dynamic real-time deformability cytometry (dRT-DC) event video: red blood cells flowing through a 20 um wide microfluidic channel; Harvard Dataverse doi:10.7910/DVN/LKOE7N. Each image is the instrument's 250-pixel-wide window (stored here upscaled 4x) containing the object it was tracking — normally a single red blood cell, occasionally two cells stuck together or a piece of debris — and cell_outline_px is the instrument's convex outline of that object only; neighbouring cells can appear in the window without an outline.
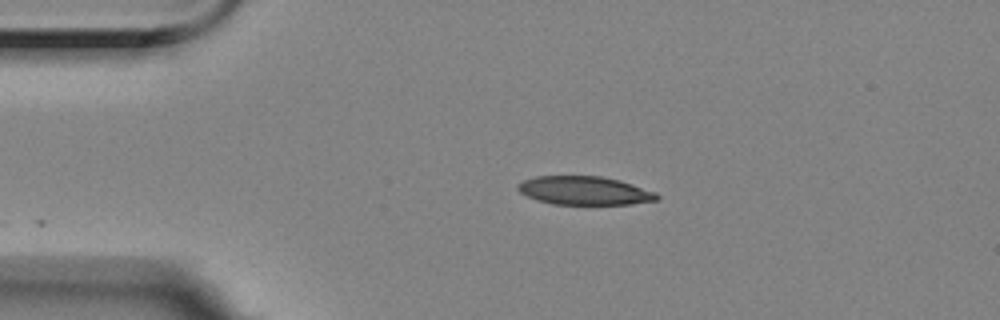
{"species": "Egyptian fruit bat (a non-hibernating species)", "species_latin": "Rousettus aegyptiacus", "temperature_condition": "room temperature", "stored_images_in_passage": 16, "camera_frame_rate_fps": 3000, "um_per_image_px": 0.085, "animal": {"sex": "female"}, "frame": {"image": 1, "passage_image": 1, "time_ms": 0.0, "image_size_px": [1000, 320], "cell_outline_px": [[660, 196], [656, 200], [632, 204], [552, 204], [536, 200], [520, 192], [516, 188], [516, 184], [524, 180], [536, 176], [600, 176], [620, 180], [656, 192]], "centroid_in_image_um": [49.66, 16.2], "position_along_channel_um": 35.3, "area_um2": 23.12}}
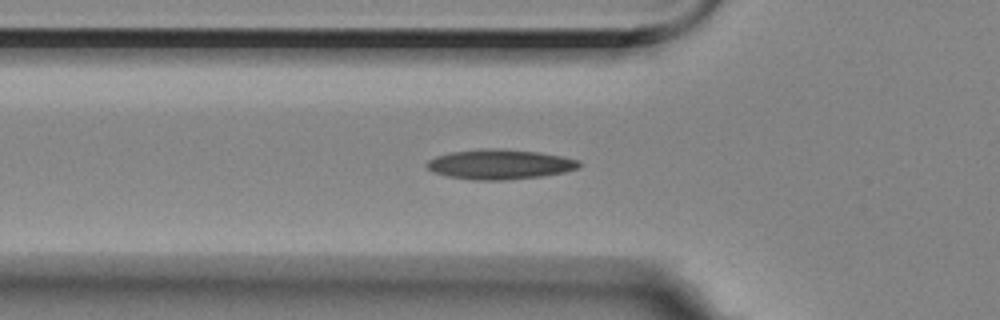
{"frame": {"image": 2, "passage_image": 8, "time_ms": 2.333, "image_size_px": [1000, 320], "cell_outline_px": [[580, 168], [564, 172], [544, 176], [508, 180], [472, 180], [448, 176], [432, 172], [424, 164], [428, 160], [436, 156], [452, 152], [488, 148], [504, 148], [540, 152], [580, 160]], "centroid_in_image_um": [42.49, 13.97], "position_along_channel_um": 83.3, "area_um2": 26.76}}
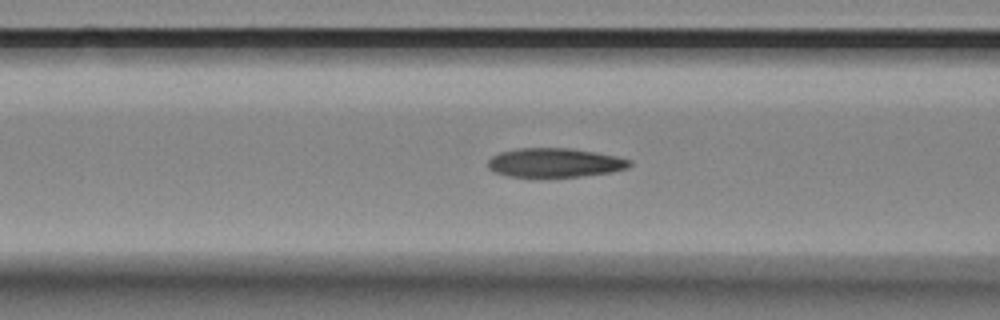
{"frame": {"image": 3, "passage_image": 11, "time_ms": 3.333, "image_size_px": [1000, 320], "cell_outline_px": [[632, 164], [628, 168], [612, 172], [580, 176], [540, 180], [508, 176], [496, 172], [488, 168], [488, 160], [492, 156], [500, 152], [516, 148], [572, 148], [616, 156], [632, 160]], "centroid_in_image_um": [47.13, 13.87], "position_along_channel_um": 119.5, "area_um2": 24.91}}